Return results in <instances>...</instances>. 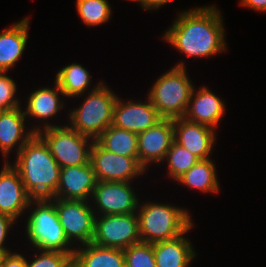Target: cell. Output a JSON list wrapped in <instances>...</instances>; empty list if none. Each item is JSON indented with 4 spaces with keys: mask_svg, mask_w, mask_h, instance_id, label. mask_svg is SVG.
<instances>
[{
    "mask_svg": "<svg viewBox=\"0 0 266 267\" xmlns=\"http://www.w3.org/2000/svg\"><path fill=\"white\" fill-rule=\"evenodd\" d=\"M15 156L10 164L19 172L28 194L32 198H53L61 167L44 140L36 133Z\"/></svg>",
    "mask_w": 266,
    "mask_h": 267,
    "instance_id": "obj_2",
    "label": "cell"
},
{
    "mask_svg": "<svg viewBox=\"0 0 266 267\" xmlns=\"http://www.w3.org/2000/svg\"><path fill=\"white\" fill-rule=\"evenodd\" d=\"M127 1H130V2L134 1V2H137V4H139L141 0H127Z\"/></svg>",
    "mask_w": 266,
    "mask_h": 267,
    "instance_id": "obj_36",
    "label": "cell"
},
{
    "mask_svg": "<svg viewBox=\"0 0 266 267\" xmlns=\"http://www.w3.org/2000/svg\"><path fill=\"white\" fill-rule=\"evenodd\" d=\"M123 100L119 96L114 106L113 124L120 129L139 134L156 125L163 118L151 101Z\"/></svg>",
    "mask_w": 266,
    "mask_h": 267,
    "instance_id": "obj_13",
    "label": "cell"
},
{
    "mask_svg": "<svg viewBox=\"0 0 266 267\" xmlns=\"http://www.w3.org/2000/svg\"><path fill=\"white\" fill-rule=\"evenodd\" d=\"M36 133L44 140L61 168L90 163L95 140L79 134L67 124L47 127Z\"/></svg>",
    "mask_w": 266,
    "mask_h": 267,
    "instance_id": "obj_7",
    "label": "cell"
},
{
    "mask_svg": "<svg viewBox=\"0 0 266 267\" xmlns=\"http://www.w3.org/2000/svg\"><path fill=\"white\" fill-rule=\"evenodd\" d=\"M102 148L138 160V134L110 125L96 140Z\"/></svg>",
    "mask_w": 266,
    "mask_h": 267,
    "instance_id": "obj_25",
    "label": "cell"
},
{
    "mask_svg": "<svg viewBox=\"0 0 266 267\" xmlns=\"http://www.w3.org/2000/svg\"><path fill=\"white\" fill-rule=\"evenodd\" d=\"M6 255L7 254L4 251L0 250V265L2 264V261Z\"/></svg>",
    "mask_w": 266,
    "mask_h": 267,
    "instance_id": "obj_35",
    "label": "cell"
},
{
    "mask_svg": "<svg viewBox=\"0 0 266 267\" xmlns=\"http://www.w3.org/2000/svg\"><path fill=\"white\" fill-rule=\"evenodd\" d=\"M199 160L201 159L195 154L173 141L170 149L166 153L163 163L167 161V173L170 176L169 178L176 181Z\"/></svg>",
    "mask_w": 266,
    "mask_h": 267,
    "instance_id": "obj_27",
    "label": "cell"
},
{
    "mask_svg": "<svg viewBox=\"0 0 266 267\" xmlns=\"http://www.w3.org/2000/svg\"><path fill=\"white\" fill-rule=\"evenodd\" d=\"M174 141L200 159H210L216 143L214 129L184 117L173 119Z\"/></svg>",
    "mask_w": 266,
    "mask_h": 267,
    "instance_id": "obj_16",
    "label": "cell"
},
{
    "mask_svg": "<svg viewBox=\"0 0 266 267\" xmlns=\"http://www.w3.org/2000/svg\"><path fill=\"white\" fill-rule=\"evenodd\" d=\"M226 106L224 100L208 87L201 86L197 90L194 86L184 118L216 130L226 114Z\"/></svg>",
    "mask_w": 266,
    "mask_h": 267,
    "instance_id": "obj_18",
    "label": "cell"
},
{
    "mask_svg": "<svg viewBox=\"0 0 266 267\" xmlns=\"http://www.w3.org/2000/svg\"><path fill=\"white\" fill-rule=\"evenodd\" d=\"M3 162L0 171V213L18 221L29 207L32 197L25 189L19 172L9 161Z\"/></svg>",
    "mask_w": 266,
    "mask_h": 267,
    "instance_id": "obj_15",
    "label": "cell"
},
{
    "mask_svg": "<svg viewBox=\"0 0 266 267\" xmlns=\"http://www.w3.org/2000/svg\"><path fill=\"white\" fill-rule=\"evenodd\" d=\"M184 61L162 73L148 90L147 97L163 119L184 117L188 107L193 82L187 75Z\"/></svg>",
    "mask_w": 266,
    "mask_h": 267,
    "instance_id": "obj_6",
    "label": "cell"
},
{
    "mask_svg": "<svg viewBox=\"0 0 266 267\" xmlns=\"http://www.w3.org/2000/svg\"><path fill=\"white\" fill-rule=\"evenodd\" d=\"M97 179L92 164L64 167L53 198L90 201Z\"/></svg>",
    "mask_w": 266,
    "mask_h": 267,
    "instance_id": "obj_17",
    "label": "cell"
},
{
    "mask_svg": "<svg viewBox=\"0 0 266 267\" xmlns=\"http://www.w3.org/2000/svg\"><path fill=\"white\" fill-rule=\"evenodd\" d=\"M193 226L194 224L174 239L153 243L156 267H189L197 254L185 234L189 233Z\"/></svg>",
    "mask_w": 266,
    "mask_h": 267,
    "instance_id": "obj_21",
    "label": "cell"
},
{
    "mask_svg": "<svg viewBox=\"0 0 266 267\" xmlns=\"http://www.w3.org/2000/svg\"><path fill=\"white\" fill-rule=\"evenodd\" d=\"M26 213L25 233L33 249L74 254L76 247L65 236L52 198H32Z\"/></svg>",
    "mask_w": 266,
    "mask_h": 267,
    "instance_id": "obj_3",
    "label": "cell"
},
{
    "mask_svg": "<svg viewBox=\"0 0 266 267\" xmlns=\"http://www.w3.org/2000/svg\"><path fill=\"white\" fill-rule=\"evenodd\" d=\"M141 242L138 216L129 214L96 215L92 243L103 247L125 248Z\"/></svg>",
    "mask_w": 266,
    "mask_h": 267,
    "instance_id": "obj_9",
    "label": "cell"
},
{
    "mask_svg": "<svg viewBox=\"0 0 266 267\" xmlns=\"http://www.w3.org/2000/svg\"><path fill=\"white\" fill-rule=\"evenodd\" d=\"M216 6H198L179 12L161 39L191 58L208 59L225 52L228 49L225 25Z\"/></svg>",
    "mask_w": 266,
    "mask_h": 267,
    "instance_id": "obj_1",
    "label": "cell"
},
{
    "mask_svg": "<svg viewBox=\"0 0 266 267\" xmlns=\"http://www.w3.org/2000/svg\"><path fill=\"white\" fill-rule=\"evenodd\" d=\"M133 182L97 181L90 200L96 215L129 214L137 212L139 198ZM134 188V189H133Z\"/></svg>",
    "mask_w": 266,
    "mask_h": 267,
    "instance_id": "obj_10",
    "label": "cell"
},
{
    "mask_svg": "<svg viewBox=\"0 0 266 267\" xmlns=\"http://www.w3.org/2000/svg\"><path fill=\"white\" fill-rule=\"evenodd\" d=\"M29 22V17H23L0 32V71L8 72L19 62L29 39Z\"/></svg>",
    "mask_w": 266,
    "mask_h": 267,
    "instance_id": "obj_20",
    "label": "cell"
},
{
    "mask_svg": "<svg viewBox=\"0 0 266 267\" xmlns=\"http://www.w3.org/2000/svg\"><path fill=\"white\" fill-rule=\"evenodd\" d=\"M52 199L55 201L60 224L68 241L74 247L91 243L94 237L96 214L90 201Z\"/></svg>",
    "mask_w": 266,
    "mask_h": 267,
    "instance_id": "obj_8",
    "label": "cell"
},
{
    "mask_svg": "<svg viewBox=\"0 0 266 267\" xmlns=\"http://www.w3.org/2000/svg\"><path fill=\"white\" fill-rule=\"evenodd\" d=\"M15 222L17 223L16 220L9 217L8 215L0 213V250L4 251L6 254L13 252L9 247H6L4 245L7 241L6 239L8 237V233H10V230H12Z\"/></svg>",
    "mask_w": 266,
    "mask_h": 267,
    "instance_id": "obj_31",
    "label": "cell"
},
{
    "mask_svg": "<svg viewBox=\"0 0 266 267\" xmlns=\"http://www.w3.org/2000/svg\"><path fill=\"white\" fill-rule=\"evenodd\" d=\"M76 9L82 22L88 27L109 22L112 15L108 0H76Z\"/></svg>",
    "mask_w": 266,
    "mask_h": 267,
    "instance_id": "obj_26",
    "label": "cell"
},
{
    "mask_svg": "<svg viewBox=\"0 0 266 267\" xmlns=\"http://www.w3.org/2000/svg\"><path fill=\"white\" fill-rule=\"evenodd\" d=\"M54 85V88L52 86L51 88L50 86L41 88L40 86L38 87L39 89L36 88L34 91H31V94L27 97L26 108L23 110L27 121L31 117L43 123L38 124L40 126H31L35 132L51 126H61L48 122L54 119V116L57 118L58 112H61L66 105L64 102L65 95L56 81H54ZM60 97H63V99Z\"/></svg>",
    "mask_w": 266,
    "mask_h": 267,
    "instance_id": "obj_14",
    "label": "cell"
},
{
    "mask_svg": "<svg viewBox=\"0 0 266 267\" xmlns=\"http://www.w3.org/2000/svg\"><path fill=\"white\" fill-rule=\"evenodd\" d=\"M26 257L23 254L14 251L7 254L1 264V267H26Z\"/></svg>",
    "mask_w": 266,
    "mask_h": 267,
    "instance_id": "obj_32",
    "label": "cell"
},
{
    "mask_svg": "<svg viewBox=\"0 0 266 267\" xmlns=\"http://www.w3.org/2000/svg\"><path fill=\"white\" fill-rule=\"evenodd\" d=\"M136 213L139 236L146 243L174 239L195 224L186 208L173 203L140 202Z\"/></svg>",
    "mask_w": 266,
    "mask_h": 267,
    "instance_id": "obj_4",
    "label": "cell"
},
{
    "mask_svg": "<svg viewBox=\"0 0 266 267\" xmlns=\"http://www.w3.org/2000/svg\"><path fill=\"white\" fill-rule=\"evenodd\" d=\"M16 94L15 80L8 76L7 72L0 71V109L11 110L23 106Z\"/></svg>",
    "mask_w": 266,
    "mask_h": 267,
    "instance_id": "obj_30",
    "label": "cell"
},
{
    "mask_svg": "<svg viewBox=\"0 0 266 267\" xmlns=\"http://www.w3.org/2000/svg\"><path fill=\"white\" fill-rule=\"evenodd\" d=\"M24 108L20 106L11 110H2L0 114V151L5 162H8V157L13 150H16L15 154H17L36 134L26 125L28 122L23 112Z\"/></svg>",
    "mask_w": 266,
    "mask_h": 267,
    "instance_id": "obj_19",
    "label": "cell"
},
{
    "mask_svg": "<svg viewBox=\"0 0 266 267\" xmlns=\"http://www.w3.org/2000/svg\"><path fill=\"white\" fill-rule=\"evenodd\" d=\"M36 250H32L35 251L32 260L26 259V267H73L74 254Z\"/></svg>",
    "mask_w": 266,
    "mask_h": 267,
    "instance_id": "obj_29",
    "label": "cell"
},
{
    "mask_svg": "<svg viewBox=\"0 0 266 267\" xmlns=\"http://www.w3.org/2000/svg\"><path fill=\"white\" fill-rule=\"evenodd\" d=\"M55 76L54 80L58 83L66 99L69 98V100L70 98L74 99V97H84L86 91L95 90L103 82V80H100L91 88L92 79L89 70L82 64L73 62L59 69Z\"/></svg>",
    "mask_w": 266,
    "mask_h": 267,
    "instance_id": "obj_23",
    "label": "cell"
},
{
    "mask_svg": "<svg viewBox=\"0 0 266 267\" xmlns=\"http://www.w3.org/2000/svg\"><path fill=\"white\" fill-rule=\"evenodd\" d=\"M90 163L97 181L132 182L147 172L135 157H126L109 152L96 141L91 149Z\"/></svg>",
    "mask_w": 266,
    "mask_h": 267,
    "instance_id": "obj_11",
    "label": "cell"
},
{
    "mask_svg": "<svg viewBox=\"0 0 266 267\" xmlns=\"http://www.w3.org/2000/svg\"><path fill=\"white\" fill-rule=\"evenodd\" d=\"M239 4L250 10L266 13V0H240Z\"/></svg>",
    "mask_w": 266,
    "mask_h": 267,
    "instance_id": "obj_33",
    "label": "cell"
},
{
    "mask_svg": "<svg viewBox=\"0 0 266 267\" xmlns=\"http://www.w3.org/2000/svg\"><path fill=\"white\" fill-rule=\"evenodd\" d=\"M86 94L80 106L69 111L67 125L79 134L96 140L113 124L118 95L104 81Z\"/></svg>",
    "mask_w": 266,
    "mask_h": 267,
    "instance_id": "obj_5",
    "label": "cell"
},
{
    "mask_svg": "<svg viewBox=\"0 0 266 267\" xmlns=\"http://www.w3.org/2000/svg\"><path fill=\"white\" fill-rule=\"evenodd\" d=\"M172 1L173 0H141L139 5L147 11H156L161 9V6L163 7L165 4L172 3Z\"/></svg>",
    "mask_w": 266,
    "mask_h": 267,
    "instance_id": "obj_34",
    "label": "cell"
},
{
    "mask_svg": "<svg viewBox=\"0 0 266 267\" xmlns=\"http://www.w3.org/2000/svg\"><path fill=\"white\" fill-rule=\"evenodd\" d=\"M213 159H201L176 181L181 185L190 187L201 193H218L220 184L217 177V169Z\"/></svg>",
    "mask_w": 266,
    "mask_h": 267,
    "instance_id": "obj_24",
    "label": "cell"
},
{
    "mask_svg": "<svg viewBox=\"0 0 266 267\" xmlns=\"http://www.w3.org/2000/svg\"><path fill=\"white\" fill-rule=\"evenodd\" d=\"M73 267H125L124 251L92 242L81 245L74 251Z\"/></svg>",
    "mask_w": 266,
    "mask_h": 267,
    "instance_id": "obj_22",
    "label": "cell"
},
{
    "mask_svg": "<svg viewBox=\"0 0 266 267\" xmlns=\"http://www.w3.org/2000/svg\"><path fill=\"white\" fill-rule=\"evenodd\" d=\"M174 141L173 119H162L138 134V162L148 172L151 163L160 164ZM149 166V167H148Z\"/></svg>",
    "mask_w": 266,
    "mask_h": 267,
    "instance_id": "obj_12",
    "label": "cell"
},
{
    "mask_svg": "<svg viewBox=\"0 0 266 267\" xmlns=\"http://www.w3.org/2000/svg\"><path fill=\"white\" fill-rule=\"evenodd\" d=\"M123 251L125 267H156L153 243L139 242Z\"/></svg>",
    "mask_w": 266,
    "mask_h": 267,
    "instance_id": "obj_28",
    "label": "cell"
}]
</instances>
